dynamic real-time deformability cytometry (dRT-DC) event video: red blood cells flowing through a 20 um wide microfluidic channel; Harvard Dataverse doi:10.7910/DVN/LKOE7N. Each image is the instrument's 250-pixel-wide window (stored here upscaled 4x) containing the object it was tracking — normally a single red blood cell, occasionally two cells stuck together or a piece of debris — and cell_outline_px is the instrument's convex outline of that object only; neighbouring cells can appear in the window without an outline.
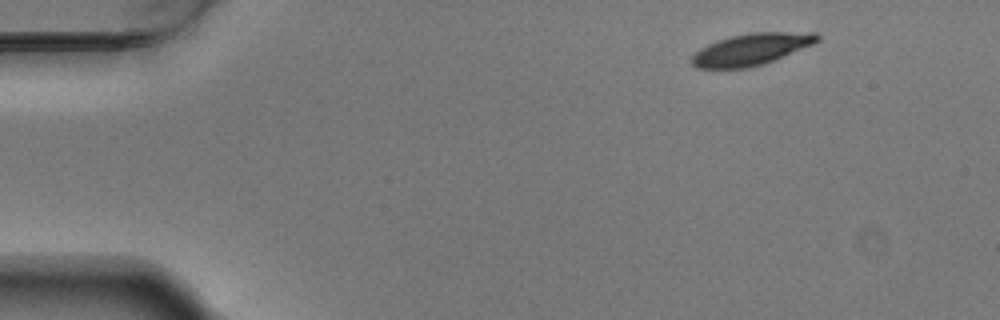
{"species": "Egyptian fruit bat (a non-hibernating species)", "species_latin": "Rousettus aegyptiacus", "temperature_condition": "warm", "stored_images_in_passage": 49, "camera_frame_rate_fps": 3000, "um_per_image_px": 0.085, "animal": {"sex": "male"}, "frame": {"image": 1, "passage_image": 1, "time_ms": 0.0, "image_size_px": [1000, 320], "cell_outline_px": [[820, 40], [812, 44], [776, 60], [764, 64], [748, 68], [696, 68], [688, 60], [700, 48], [716, 40], [732, 36], [752, 32], [816, 32], [820, 36]], "centroid_in_image_um": [63.85, 4.19], "position_along_channel_um": 21.1, "area_um2": 23.35}}
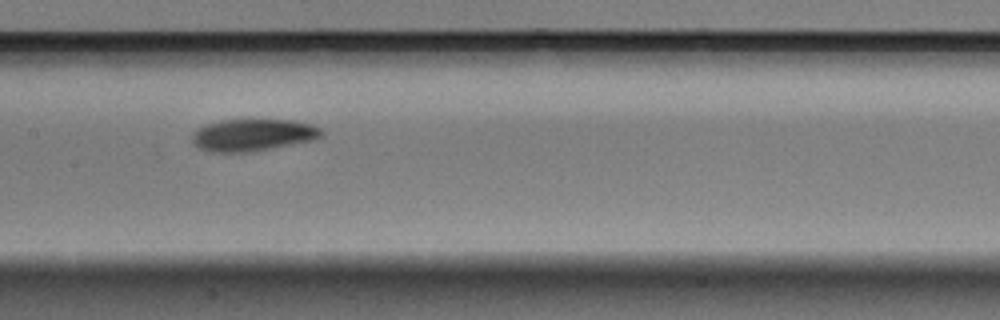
{"frame": {"image": 2, "passage_image": 22, "time_ms": 7.0, "image_size_px": [1000, 320], "cell_outline_px": [[324, 132], [320, 136], [312, 140], [268, 148], [244, 152], [212, 152], [200, 148], [192, 140], [192, 136], [204, 124], [220, 120], [296, 120], [312, 124], [320, 128]], "centroid_in_image_um": [21.5, 11.45], "position_along_channel_um": 185.9, "area_um2": 23.7}}
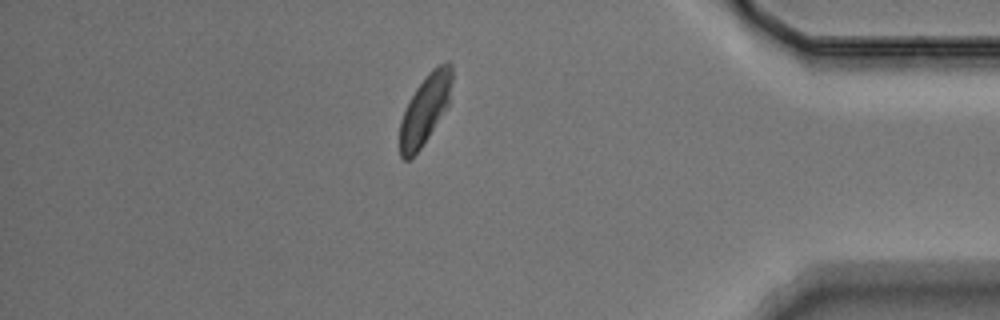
{"frame": {"image": 3, "passage_image": 42, "time_ms": 13.667, "image_size_px": [1000, 320], "cell_outline_px": [[452, 80], [448, 104], [428, 136], [420, 148], [408, 160], [404, 160], [400, 156], [400, 120], [416, 88], [428, 72], [432, 68], [440, 64], [452, 64]], "centroid_in_image_um": [36.12, 9.29], "position_along_channel_um": 399.1, "area_um2": 20.4}, "authors_computed_cell_mechanics": {"area_um2": 23.4668, "velocity_mm_per_s": 3.6773, "shape_relaxation_time_tau1_ms": 2.9539, "shape_relaxation_time_tau2_ms": 3.0187, "deformation_change_tau1": 0.1268, "deformation_change_tau2": 0.0723}}